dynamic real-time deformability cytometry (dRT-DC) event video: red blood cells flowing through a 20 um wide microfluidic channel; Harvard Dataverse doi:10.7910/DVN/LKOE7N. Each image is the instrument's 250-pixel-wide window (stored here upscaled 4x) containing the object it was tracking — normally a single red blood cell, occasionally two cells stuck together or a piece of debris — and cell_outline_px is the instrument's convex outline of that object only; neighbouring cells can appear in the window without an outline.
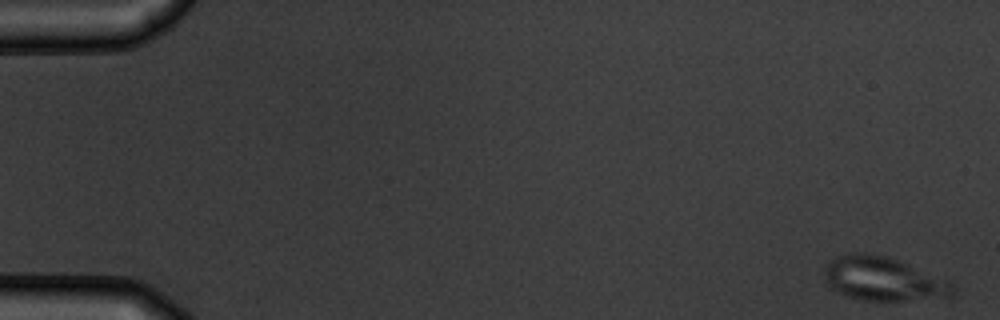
{"species": "common noctule bat (a hibernating species)", "species_latin": "Nyctalus noctula", "temperature_condition": "warm", "stored_images_in_passage": 5, "camera_frame_rate_fps": 3000, "um_per_image_px": 0.085, "animal": {"sex": "male", "body_mass_g": 19.5, "forearm_length_mm": 54.6}, "frame": {"image": 1, "passage_image": 1, "time_ms": 0.0, "image_size_px": [1000, 320], "cell_outline_px": [[956, 292], [948, 296], [904, 300], [864, 300], [848, 296], [836, 292], [828, 288], [824, 276], [824, 268], [836, 256], [848, 252], [868, 252], [884, 256], [896, 260], [948, 284], [956, 288]], "centroid_in_image_um": [74.88, 23.7], "position_along_channel_um": 10.1, "area_um2": 31.67}}